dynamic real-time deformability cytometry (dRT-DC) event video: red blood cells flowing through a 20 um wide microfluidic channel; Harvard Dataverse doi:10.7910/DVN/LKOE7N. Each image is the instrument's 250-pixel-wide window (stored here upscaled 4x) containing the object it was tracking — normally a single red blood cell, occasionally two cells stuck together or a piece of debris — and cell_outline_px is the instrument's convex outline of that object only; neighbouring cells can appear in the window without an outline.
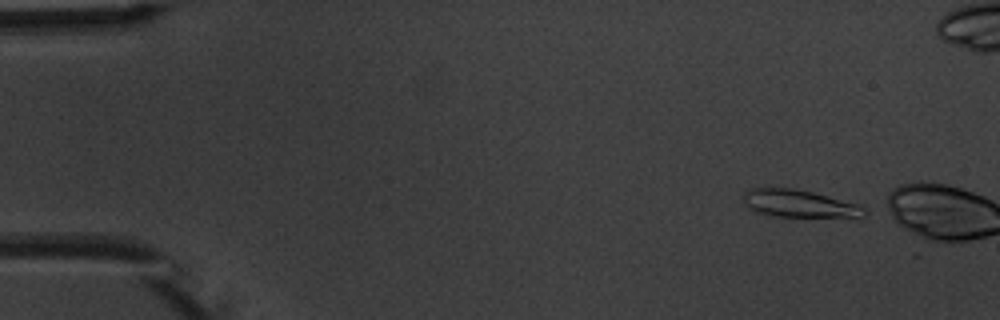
{"species": "common noctule bat (a hibernating species)", "species_latin": "Nyctalus noctula", "temperature_condition": "warm", "stored_images_in_passage": 3, "camera_frame_rate_fps": 3000, "um_per_image_px": 0.085, "animal": {"sex": "male", "body_mass_g": 20.1, "forearm_length_mm": 53.5}, "frame": {"image": 1, "passage_image": 1, "time_ms": 0.0, "image_size_px": [1000, 320], "cell_outline_px": [[868, 212], [860, 220], [768, 216], [756, 212], [744, 204], [744, 192], [752, 188], [792, 188], [812, 192], [860, 204], [868, 208]], "centroid_in_image_um": [68.11, 17.38], "position_along_channel_um": 16.9, "area_um2": 20.63}}